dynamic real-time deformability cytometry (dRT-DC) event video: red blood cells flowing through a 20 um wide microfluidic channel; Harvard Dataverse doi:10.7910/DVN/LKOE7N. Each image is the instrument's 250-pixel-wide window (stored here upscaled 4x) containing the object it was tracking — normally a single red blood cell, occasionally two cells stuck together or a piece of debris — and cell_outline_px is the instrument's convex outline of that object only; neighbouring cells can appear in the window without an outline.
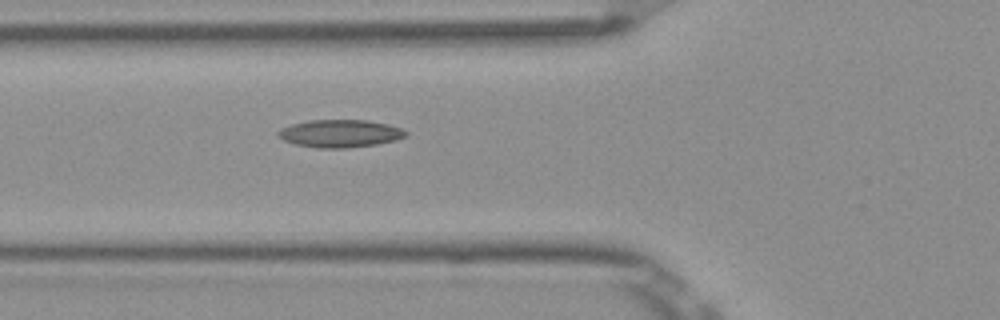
{"species": "Egyptian fruit bat (a non-hibernating species)", "species_latin": "Rousettus aegyptiacus", "temperature_condition": "room temperature", "stored_images_in_passage": 6, "camera_frame_rate_fps": 3000, "um_per_image_px": 0.085, "frame": {"image": 1, "passage_image": 6, "time_ms": 1.667, "image_size_px": [1000, 320], "cell_outline_px": [[408, 136], [396, 140], [376, 144], [344, 148], [316, 148], [296, 144], [284, 140], [276, 136], [276, 132], [280, 128], [292, 124], [308, 120], [368, 120], [388, 124], [400, 128], [408, 132]], "centroid_in_image_um": [28.89, 11.34], "position_along_channel_um": 96.9, "area_um2": 20.69}}